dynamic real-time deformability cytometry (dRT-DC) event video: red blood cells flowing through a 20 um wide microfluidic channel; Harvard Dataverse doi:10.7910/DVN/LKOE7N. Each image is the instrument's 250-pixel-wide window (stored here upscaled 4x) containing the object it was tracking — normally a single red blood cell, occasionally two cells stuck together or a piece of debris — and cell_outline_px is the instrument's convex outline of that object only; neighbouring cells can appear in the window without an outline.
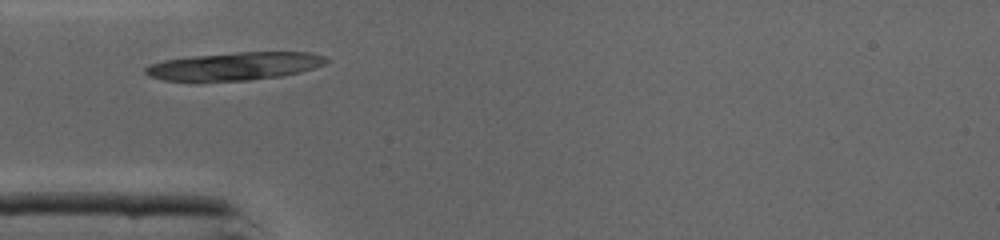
{"species": "common noctule bat (a hibernating species)", "species_latin": "Nyctalus noctula", "temperature_condition": "cold", "stored_images_in_passage": 17, "camera_frame_rate_fps": 3000, "um_per_image_px": 0.085, "animal": {"sex": "male", "body_mass_g": 19.0, "forearm_length_mm": 50.8}, "frame": {"image": 1, "passage_image": 2, "time_ms": 0.333, "image_size_px": [1000, 240], "cell_outline_px": [[332, 60], [324, 64], [300, 72], [284, 76], [248, 80], [164, 80], [148, 76], [144, 72], [144, 68], [152, 64], [164, 60], [184, 56], [236, 52], [308, 52], [328, 56]], "centroid_in_image_um": [19.99, 5.6], "position_along_channel_um": 65.0, "area_um2": 29.54}}
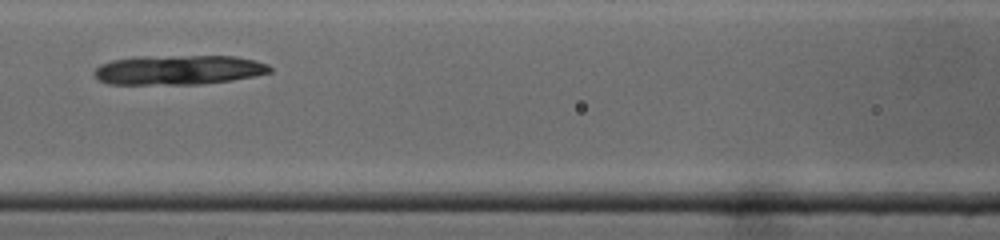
{"frame": {"image": 2, "passage_image": 8, "time_ms": 2.333, "image_size_px": [1000, 240], "cell_outline_px": [[272, 72], [232, 80], [200, 84], [108, 84], [100, 80], [92, 72], [100, 64], [112, 60], [132, 56], [236, 56], [256, 60], [268, 64], [272, 68]], "centroid_in_image_um": [15.17, 5.93], "position_along_channel_um": 151.4, "area_um2": 30.46}}
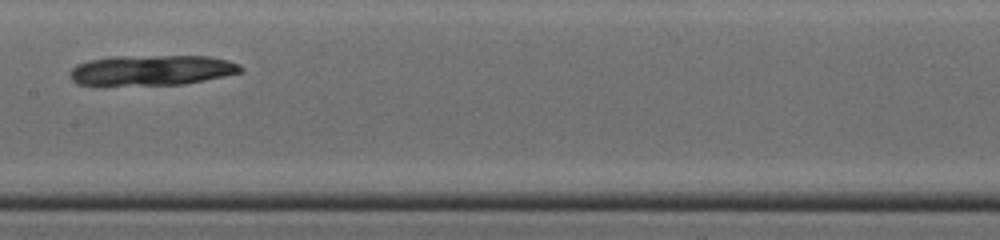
{"frame": {"image": 3, "passage_image": 11, "time_ms": 3.333, "image_size_px": [1000, 240], "cell_outline_px": [[244, 72], [184, 84], [104, 88], [76, 84], [72, 80], [72, 68], [76, 64], [88, 60], [112, 56], [208, 56], [228, 60], [240, 64], [244, 68]], "centroid_in_image_um": [12.83, 6.01], "position_along_channel_um": 194.6, "area_um2": 31.44}}